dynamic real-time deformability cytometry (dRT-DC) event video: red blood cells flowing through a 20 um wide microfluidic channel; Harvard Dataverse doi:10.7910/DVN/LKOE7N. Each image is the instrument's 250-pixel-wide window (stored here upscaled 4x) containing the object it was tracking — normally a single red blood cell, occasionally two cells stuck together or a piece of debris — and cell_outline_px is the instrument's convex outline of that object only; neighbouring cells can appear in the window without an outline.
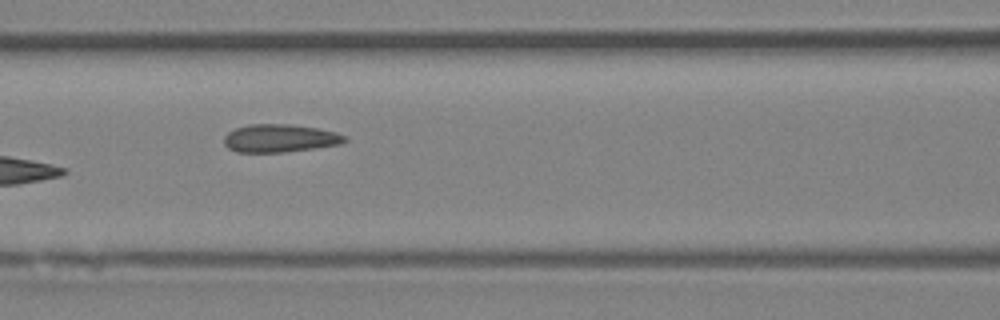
{"species": "Egyptian fruit bat (a non-hibernating species)", "species_latin": "Rousettus aegyptiacus", "temperature_condition": "room temperature", "stored_images_in_passage": 9, "camera_frame_rate_fps": 3000, "um_per_image_px": 0.085, "animal": {"sex": "female"}, "frame": {"image": 1, "passage_image": 6, "time_ms": 6.667, "image_size_px": [1000, 320], "cell_outline_px": [[348, 140], [340, 144], [316, 148], [284, 152], [236, 152], [228, 148], [224, 144], [224, 136], [228, 132], [236, 128], [248, 124], [292, 124], [316, 128], [336, 132], [348, 136]], "centroid_in_image_um": [23.8, 11.75], "position_along_channel_um": 142.8, "area_um2": 19.83}}
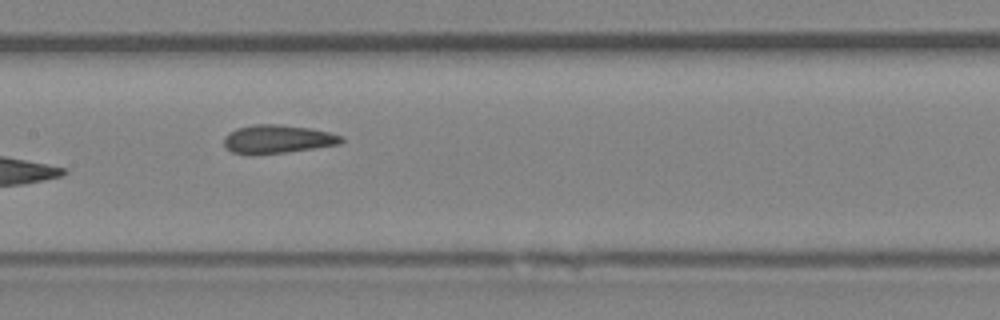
{"frame": {"image": 2, "passage_image": 7, "time_ms": 7.667, "image_size_px": [1000, 320], "cell_outline_px": [[344, 140], [340, 144], [284, 152], [232, 152], [224, 144], [224, 136], [228, 132], [236, 128], [252, 124], [280, 124], [312, 128], [344, 136]], "centroid_in_image_um": [23.63, 11.77], "position_along_channel_um": 183.8, "area_um2": 18.96}}